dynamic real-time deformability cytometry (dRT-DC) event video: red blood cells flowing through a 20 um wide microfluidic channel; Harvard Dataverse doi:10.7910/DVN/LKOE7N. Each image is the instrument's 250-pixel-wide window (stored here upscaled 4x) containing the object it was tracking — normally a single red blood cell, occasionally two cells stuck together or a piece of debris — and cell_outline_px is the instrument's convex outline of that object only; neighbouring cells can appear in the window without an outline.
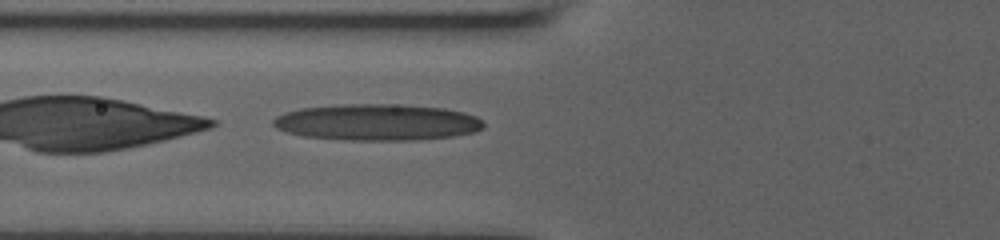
{"species": "human", "species_latin": "Homo sapiens", "temperature_condition": "room temperature", "stored_images_in_passage": 13, "camera_frame_rate_fps": 3000, "um_per_image_px": 0.085, "donor": {"sex": "male"}, "frame": {"image": 1, "passage_image": 13, "time_ms": 7.667, "image_size_px": [1000, 240], "cell_outline_px": [[484, 128], [476, 132], [452, 136], [420, 140], [344, 140], [304, 136], [288, 132], [276, 128], [272, 124], [272, 120], [276, 116], [284, 112], [300, 108], [344, 104], [404, 104], [444, 108], [464, 112], [476, 116], [484, 124]], "centroid_in_image_um": [32.07, 10.39], "position_along_channel_um": 93.7, "area_um2": 44.97}}